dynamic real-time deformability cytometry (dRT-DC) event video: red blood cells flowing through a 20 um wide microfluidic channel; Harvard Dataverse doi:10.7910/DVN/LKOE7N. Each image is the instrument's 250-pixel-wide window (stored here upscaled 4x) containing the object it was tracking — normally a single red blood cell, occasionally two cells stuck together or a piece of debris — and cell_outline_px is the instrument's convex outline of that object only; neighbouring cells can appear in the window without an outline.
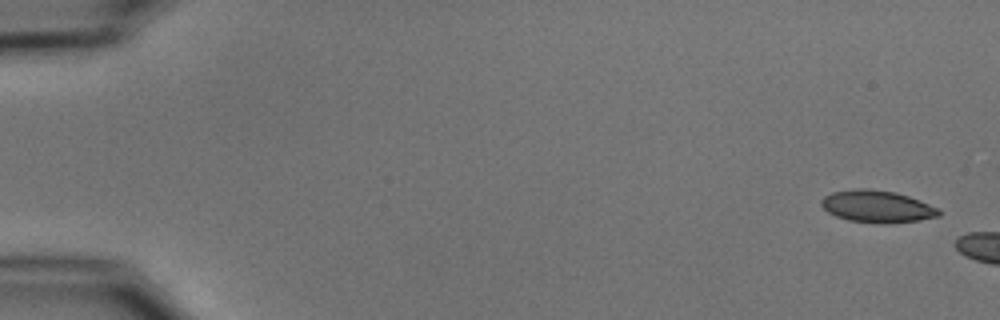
{"species": "common noctule bat (a hibernating species)", "species_latin": "Nyctalus noctula", "temperature_condition": "cold", "stored_images_in_passage": 3, "camera_frame_rate_fps": 3000, "um_per_image_px": 0.085, "animal": {"sex": "male", "body_mass_g": 15.6}, "frame": {"image": 1, "passage_image": 1, "time_ms": 0.0, "image_size_px": [1000, 320], "cell_outline_px": [[940, 216], [920, 220], [888, 224], [884, 224], [848, 220], [836, 216], [828, 212], [820, 204], [820, 200], [824, 196], [832, 192], [856, 188], [868, 188], [896, 192], [920, 200], [940, 208]], "centroid_in_image_um": [74.57, 17.55], "position_along_channel_um": 10.4, "area_um2": 22.25}}